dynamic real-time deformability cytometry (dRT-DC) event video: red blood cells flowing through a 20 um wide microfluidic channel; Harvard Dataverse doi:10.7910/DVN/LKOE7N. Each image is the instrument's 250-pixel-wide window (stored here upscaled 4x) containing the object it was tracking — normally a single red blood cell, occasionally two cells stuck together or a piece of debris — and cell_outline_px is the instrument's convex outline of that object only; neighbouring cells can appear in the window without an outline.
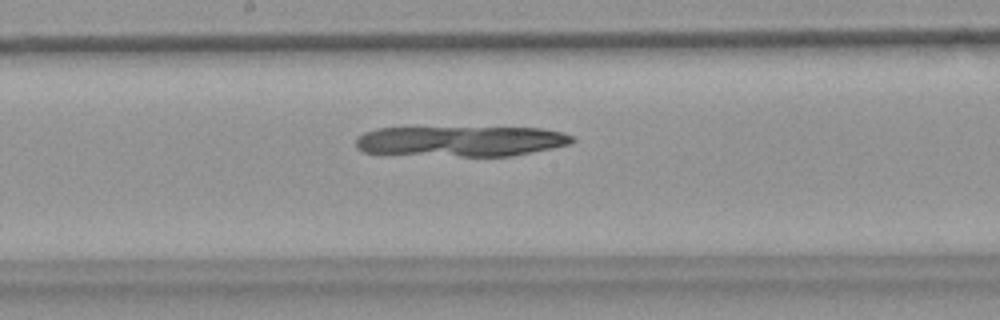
{"species": "common noctule bat (a hibernating species)", "species_latin": "Nyctalus noctula", "temperature_condition": "warm", "stored_images_in_passage": 37, "camera_frame_rate_fps": 3000, "um_per_image_px": 0.085, "animal": {"sex": "female", "body_mass_g": 18.4}, "frame": {"image": 1, "passage_image": 12, "time_ms": 3.667, "image_size_px": [1000, 320], "cell_outline_px": [[576, 140], [572, 144], [512, 156], [460, 156], [364, 152], [356, 148], [356, 136], [364, 132], [376, 128], [540, 128], [560, 132], [572, 136]], "centroid_in_image_um": [39.19, 12.0], "position_along_channel_um": 209.0, "area_um2": 38.15}}
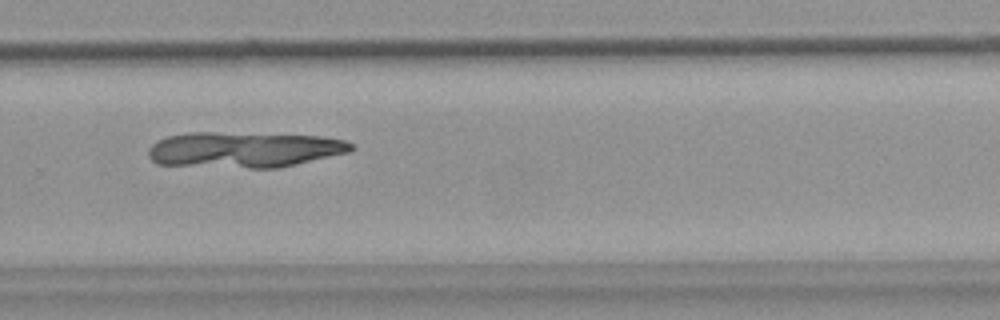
{"frame": {"image": 2, "passage_image": 20, "time_ms": 6.333, "image_size_px": [1000, 320], "cell_outline_px": [[356, 148], [348, 152], [280, 168], [248, 168], [156, 164], [148, 156], [148, 148], [156, 140], [168, 136], [188, 132], [216, 132], [324, 136], [344, 140], [352, 144]], "centroid_in_image_um": [20.73, 12.72], "position_along_channel_um": 309.1, "area_um2": 42.43}}
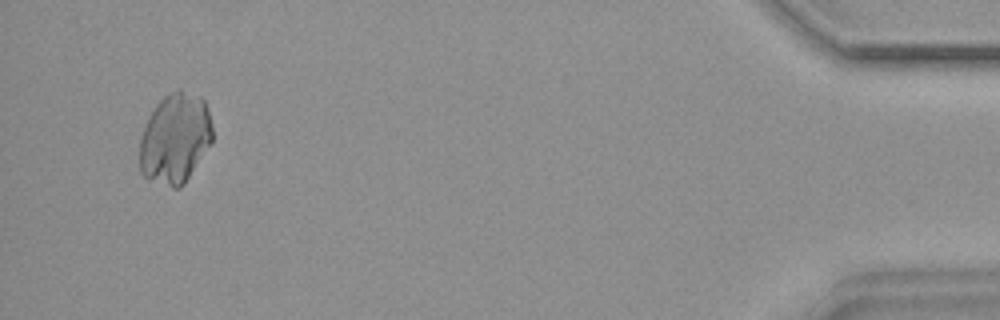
{"frame": {"image": 3, "passage_image": 35, "time_ms": 11.333, "image_size_px": [1000, 320], "cell_outline_px": [[212, 140], [184, 184], [180, 188], [172, 188], [148, 180], [140, 172], [140, 136], [148, 116], [156, 104], [164, 96], [180, 88], [200, 96], [204, 100], [208, 112], [212, 128]], "centroid_in_image_um": [14.85, 11.77], "position_along_channel_um": 420.3, "area_um2": 38.38}}